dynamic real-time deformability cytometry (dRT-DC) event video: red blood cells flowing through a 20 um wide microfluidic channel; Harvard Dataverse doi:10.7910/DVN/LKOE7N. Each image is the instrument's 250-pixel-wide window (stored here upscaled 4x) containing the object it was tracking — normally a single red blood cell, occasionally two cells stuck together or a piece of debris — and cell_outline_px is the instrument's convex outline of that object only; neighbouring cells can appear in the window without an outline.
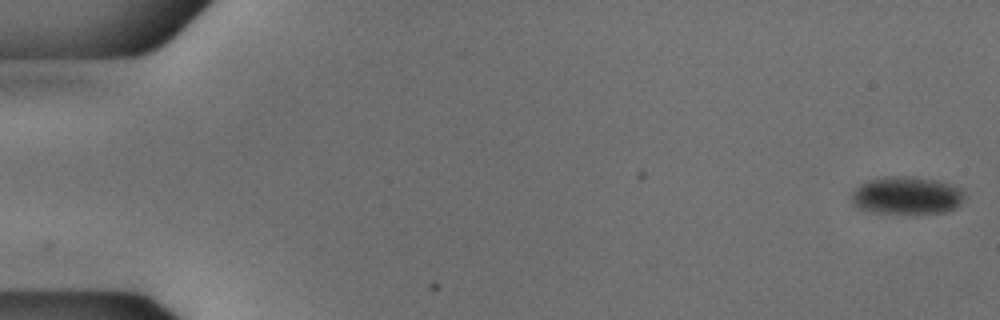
{"species": "common noctule bat (a hibernating species)", "species_latin": "Nyctalus noctula", "temperature_condition": "cold", "stored_images_in_passage": 54, "camera_frame_rate_fps": 3000, "um_per_image_px": 0.085, "animal": {"sex": "male", "body_mass_g": 18.8}, "frame": {"image": 1, "passage_image": 1, "time_ms": 0.0, "image_size_px": [1000, 320], "cell_outline_px": [[964, 200], [956, 208], [944, 212], [872, 212], [856, 208], [852, 204], [852, 192], [860, 184], [868, 180], [884, 176], [916, 176], [936, 180], [960, 188], [964, 192]], "centroid_in_image_um": [77.05, 16.59], "position_along_channel_um": 8.0, "area_um2": 24.74}}
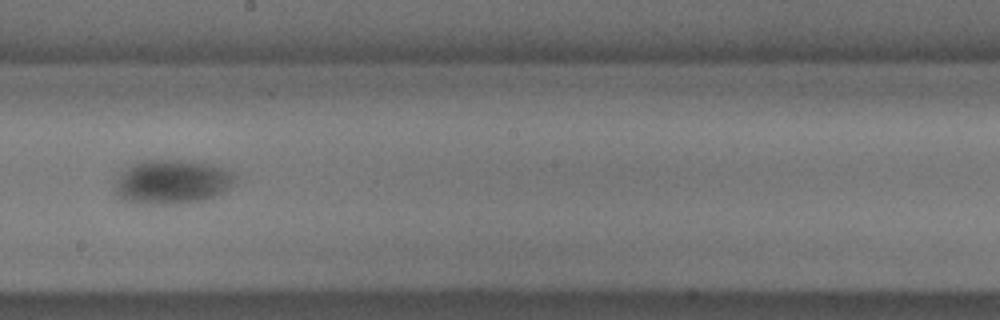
{"frame": {"image": 2, "passage_image": 31, "time_ms": 10.0, "image_size_px": [1000, 320], "cell_outline_px": [[236, 176], [232, 184], [228, 188], [204, 200], [176, 204], [136, 204], [120, 200], [116, 192], [116, 180], [120, 172], [132, 164], [144, 160], [184, 160], [208, 164], [220, 168]], "centroid_in_image_um": [14.53, 15.48], "position_along_channel_um": 233.7, "area_um2": 30.75}}
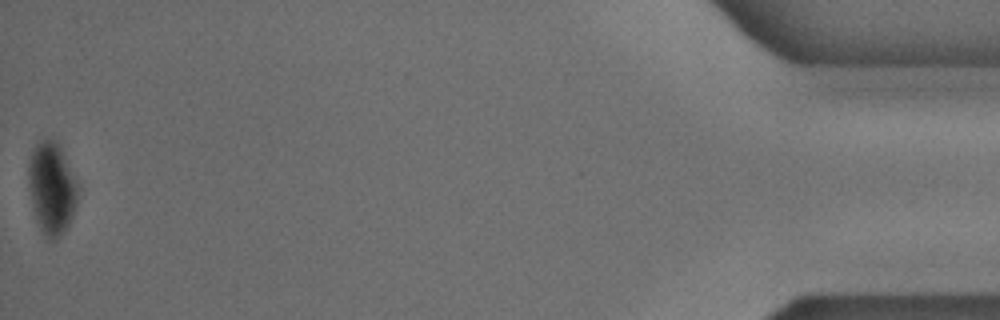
{"frame": {"image": 3, "passage_image": 54, "time_ms": 17.667, "image_size_px": [1000, 320], "cell_outline_px": [[80, 188], [76, 208], [68, 228], [56, 240], [52, 240], [44, 236], [36, 220], [28, 188], [28, 164], [32, 152], [36, 144], [40, 140], [56, 140], [60, 144], [80, 184]], "centroid_in_image_um": [4.44, 16.0], "position_along_channel_um": 430.8, "area_um2": 27.34}, "authors_computed_cell_mechanics": {"area_um2": 28.8133, "velocity_mm_per_s": 3.7596, "shape_relaxation_time_tau1_ms": 9.1559, "shape_relaxation_time_tau2_ms": null, "deformation_change_tau1": 0.1078, "deformation_change_tau2": null}}